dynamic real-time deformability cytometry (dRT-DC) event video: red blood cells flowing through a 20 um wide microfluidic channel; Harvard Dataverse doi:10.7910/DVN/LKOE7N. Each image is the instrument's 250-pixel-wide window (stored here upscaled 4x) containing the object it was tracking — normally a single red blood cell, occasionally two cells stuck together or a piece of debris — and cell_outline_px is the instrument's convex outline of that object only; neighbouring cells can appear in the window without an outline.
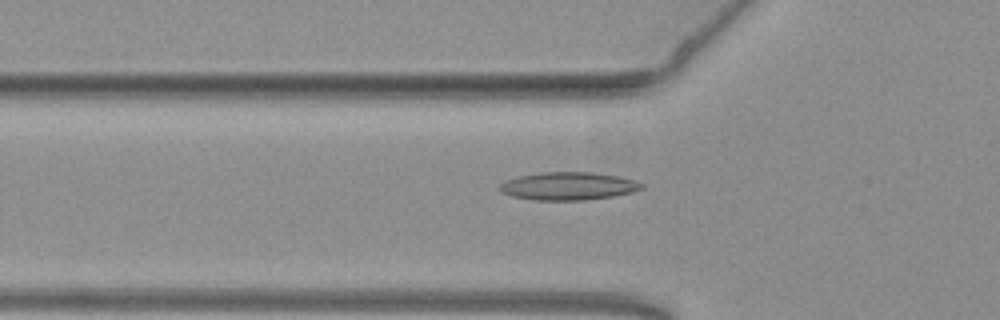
{"species": "common noctule bat (a hibernating species)", "species_latin": "Nyctalus noctula", "temperature_condition": "warm", "stored_images_in_passage": 40, "camera_frame_rate_fps": 3000, "um_per_image_px": 0.085, "animal": {"sex": "female", "body_mass_g": 19.3, "forearm_length_mm": 54.1}, "frame": {"image": 1, "passage_image": 12, "time_ms": 3.667, "image_size_px": [1000, 320], "cell_outline_px": [[644, 188], [632, 192], [612, 196], [584, 200], [532, 200], [512, 196], [504, 192], [500, 188], [500, 184], [504, 180], [516, 176], [540, 172], [592, 172], [620, 176], [636, 180], [644, 184]], "centroid_in_image_um": [48.32, 15.8], "position_along_channel_um": 77.5, "area_um2": 23.24}}
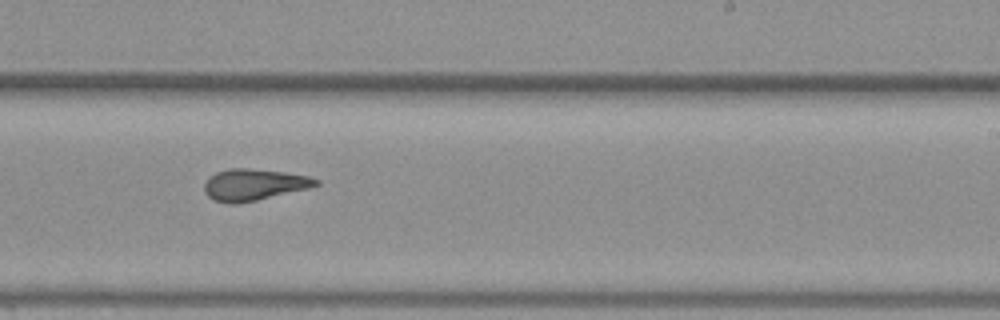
{"frame": {"image": 2, "passage_image": 27, "time_ms": 8.667, "image_size_px": [1000, 320], "cell_outline_px": [[320, 184], [308, 188], [256, 200], [228, 204], [212, 200], [204, 192], [204, 184], [208, 176], [216, 172], [228, 168], [244, 168], [284, 172], [308, 176], [320, 180]], "centroid_in_image_um": [21.53, 15.69], "position_along_channel_um": 267.5, "area_um2": 20.4}}
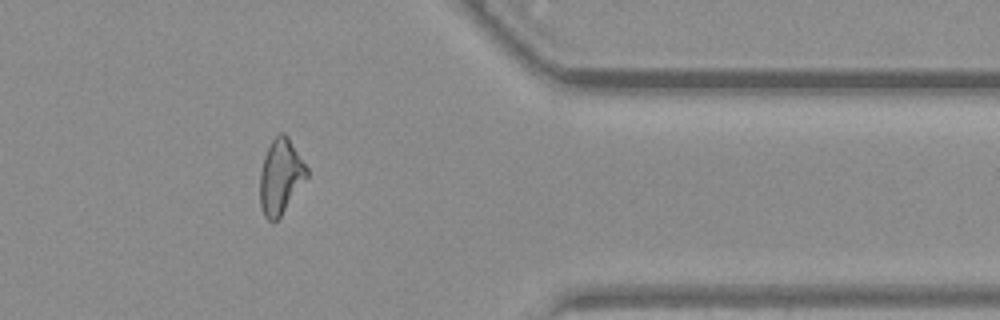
{"frame": {"image": 3, "passage_image": 38, "time_ms": 12.333, "image_size_px": [1000, 320], "cell_outline_px": [[308, 176], [280, 216], [276, 220], [268, 220], [264, 216], [260, 204], [260, 172], [264, 156], [272, 140], [280, 132], [284, 132], [288, 136], [308, 168]], "centroid_in_image_um": [23.85, 14.98], "position_along_channel_um": 387.6, "area_um2": 20.23}, "authors_computed_cell_mechanics": {"area_um2": 20.4612, "velocity_mm_per_s": 3.7835, "shape_relaxation_time_tau1_ms": null, "shape_relaxation_time_tau2_ms": 3.0469, "deformation_change_tau1": null, "deformation_change_tau2": 0.1125}}